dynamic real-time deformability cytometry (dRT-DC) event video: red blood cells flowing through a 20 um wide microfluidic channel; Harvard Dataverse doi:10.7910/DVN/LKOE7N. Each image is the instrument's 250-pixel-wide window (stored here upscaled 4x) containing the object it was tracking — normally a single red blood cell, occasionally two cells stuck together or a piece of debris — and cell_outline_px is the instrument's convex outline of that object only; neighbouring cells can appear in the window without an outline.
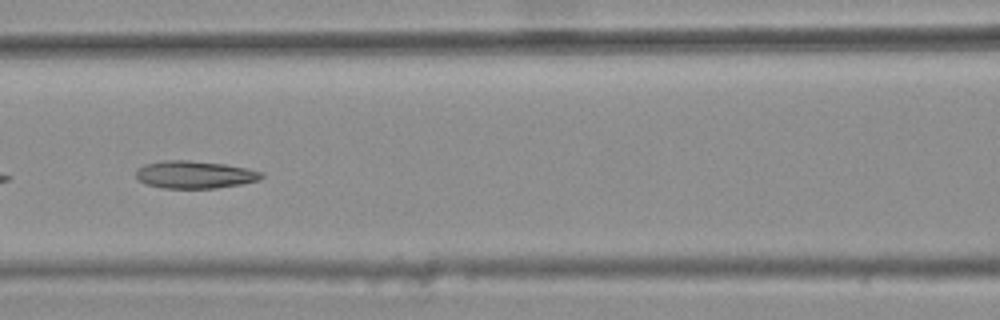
{"species": "common noctule bat (a hibernating species)", "species_latin": "Nyctalus noctula", "temperature_condition": "warm", "stored_images_in_passage": 8, "camera_frame_rate_fps": 3000, "um_per_image_px": 0.085, "animal": {"sex": "female", "body_mass_g": 25.1}, "frame": {"image": 1, "passage_image": 6, "time_ms": 1.667, "image_size_px": [1000, 320], "cell_outline_px": [[264, 176], [256, 180], [240, 184], [216, 188], [160, 188], [148, 184], [140, 180], [136, 176], [136, 168], [144, 164], [164, 160], [188, 160], [224, 164], [248, 168], [264, 172]], "centroid_in_image_um": [16.54, 14.83], "position_along_channel_um": 150.1, "area_um2": 20.11}}
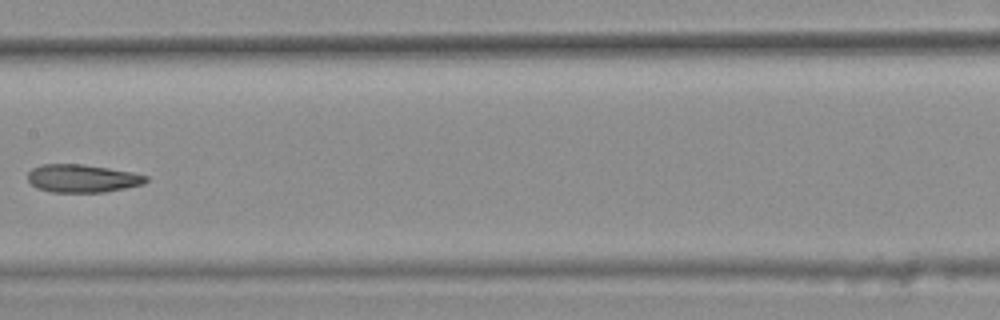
{"frame": {"image": 2, "passage_image": 7, "time_ms": 2.0, "image_size_px": [1000, 320], "cell_outline_px": [[148, 180], [144, 184], [104, 192], [52, 192], [36, 188], [28, 180], [28, 172], [32, 168], [40, 164], [84, 164], [132, 172], [148, 176]], "centroid_in_image_um": [6.98, 15.16], "position_along_channel_um": 200.4, "area_um2": 19.31}}
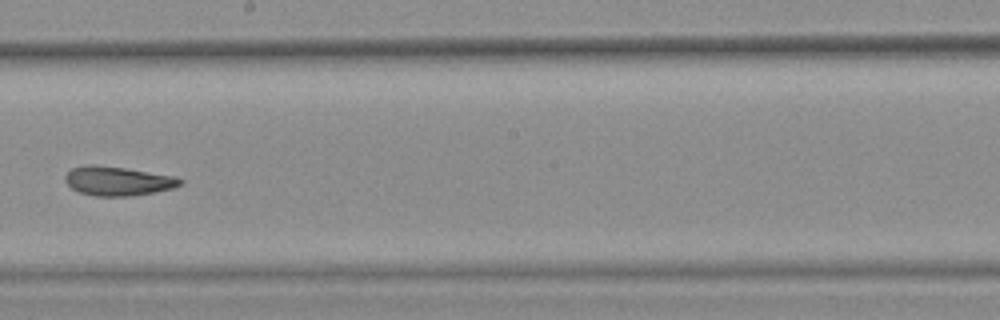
{"frame": {"image": 3, "passage_image": 8, "time_ms": 2.333, "image_size_px": [1000, 320], "cell_outline_px": [[184, 184], [172, 188], [156, 192], [128, 196], [96, 196], [80, 192], [72, 188], [64, 180], [64, 176], [72, 168], [84, 164], [96, 164], [124, 168], [176, 176], [184, 180]], "centroid_in_image_um": [10.03, 15.37], "position_along_channel_um": 238.2, "area_um2": 19.65}}